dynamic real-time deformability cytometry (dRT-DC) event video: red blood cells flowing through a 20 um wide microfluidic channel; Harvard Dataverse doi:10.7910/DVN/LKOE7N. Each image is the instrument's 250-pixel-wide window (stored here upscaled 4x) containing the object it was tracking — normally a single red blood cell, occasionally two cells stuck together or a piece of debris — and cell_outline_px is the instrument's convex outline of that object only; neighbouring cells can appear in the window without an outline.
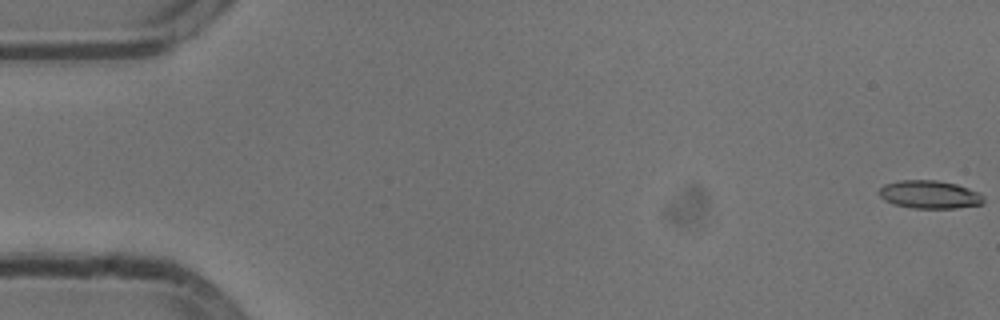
{"species": "common noctule bat (a hibernating species)", "species_latin": "Nyctalus noctula", "temperature_condition": "cold", "stored_images_in_passage": 16, "camera_frame_rate_fps": 3000, "um_per_image_px": 0.085, "animal": {"sex": "male", "body_mass_g": 13.3}, "frame": {"image": 1, "passage_image": 1, "time_ms": 0.0, "image_size_px": [1000, 320], "cell_outline_px": [[984, 204], [956, 208], [912, 208], [892, 204], [884, 200], [876, 192], [884, 184], [900, 180], [936, 180], [956, 184], [980, 192], [984, 196]], "centroid_in_image_um": [79.01, 16.54], "position_along_channel_um": 6.0, "area_um2": 17.34}}
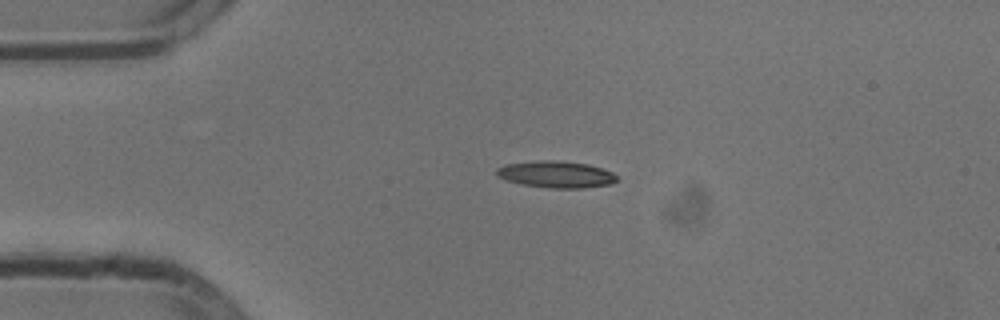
{"frame": {"image": 2, "passage_image": 13, "time_ms": 4.0, "image_size_px": [1000, 320], "cell_outline_px": [[616, 180], [608, 184], [584, 188], [548, 188], [520, 184], [504, 180], [496, 176], [496, 168], [504, 164], [540, 160], [556, 160], [588, 164], [612, 172], [616, 176]], "centroid_in_image_um": [47.18, 14.82], "position_along_channel_um": 37.8, "area_um2": 18.79}}